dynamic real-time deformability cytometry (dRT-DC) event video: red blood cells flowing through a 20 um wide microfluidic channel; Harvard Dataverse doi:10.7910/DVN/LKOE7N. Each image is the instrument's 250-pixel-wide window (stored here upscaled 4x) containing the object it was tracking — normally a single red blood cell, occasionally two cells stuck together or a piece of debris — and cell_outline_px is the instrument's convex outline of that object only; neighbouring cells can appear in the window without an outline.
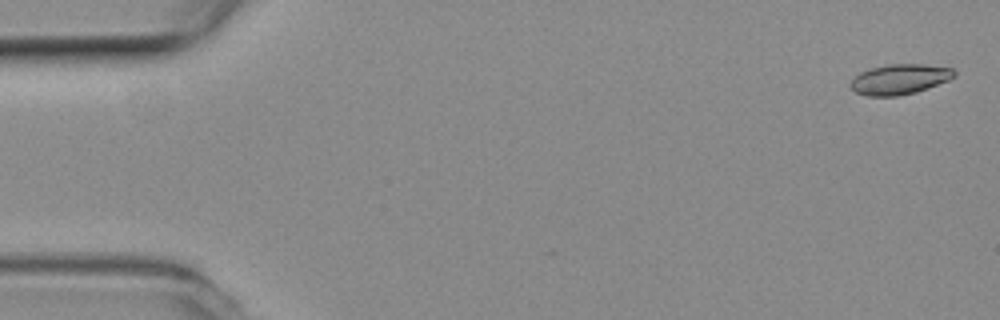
{"species": "common noctule bat (a hibernating species)", "species_latin": "Nyctalus noctula", "temperature_condition": "room temperature", "stored_images_in_passage": 7, "camera_frame_rate_fps": 3000, "um_per_image_px": 0.085, "animal": {"sex": "female", "body_mass_g": 19.3, "forearm_length_mm": 54.1}, "frame": {"image": 1, "passage_image": 2, "time_ms": 0.333, "image_size_px": [1000, 320], "cell_outline_px": [[956, 76], [948, 80], [916, 92], [896, 96], [868, 96], [856, 92], [852, 88], [852, 80], [860, 72], [872, 68], [888, 64], [924, 64], [952, 68], [956, 72]], "centroid_in_image_um": [76.5, 6.73], "position_along_channel_um": 8.5, "area_um2": 18.03}}